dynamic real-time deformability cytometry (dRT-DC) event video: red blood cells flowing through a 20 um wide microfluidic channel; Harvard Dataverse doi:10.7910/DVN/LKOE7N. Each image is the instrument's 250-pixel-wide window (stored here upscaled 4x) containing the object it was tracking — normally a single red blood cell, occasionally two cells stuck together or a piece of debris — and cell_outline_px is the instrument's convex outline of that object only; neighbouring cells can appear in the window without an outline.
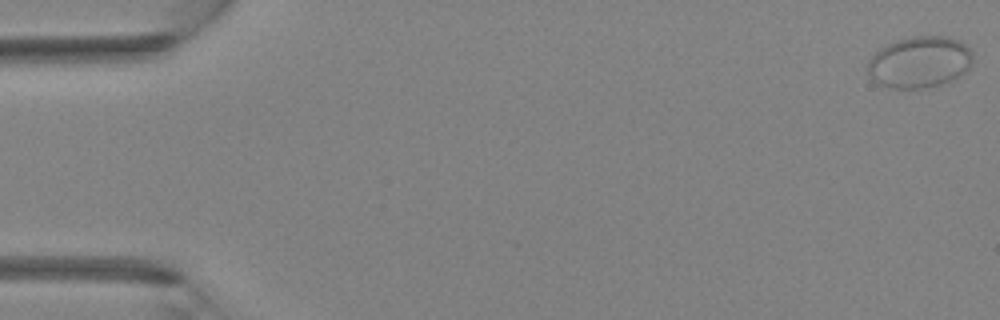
{"species": "Egyptian fruit bat (a non-hibernating species)", "species_latin": "Rousettus aegyptiacus", "temperature_condition": "room temperature", "stored_images_in_passage": 13, "camera_frame_rate_fps": 3000, "um_per_image_px": 0.085, "animal": {"sex": "female"}, "frame": {"image": 1, "passage_image": 1, "time_ms": 0.0, "image_size_px": [1000, 320], "cell_outline_px": [[972, 60], [968, 72], [940, 84], [924, 88], [892, 88], [876, 84], [868, 76], [868, 60], [880, 48], [896, 40], [912, 36], [944, 36], [956, 40], [964, 44], [972, 52]], "centroid_in_image_um": [78.14, 5.29], "position_along_channel_um": 6.9, "area_um2": 31.56}}
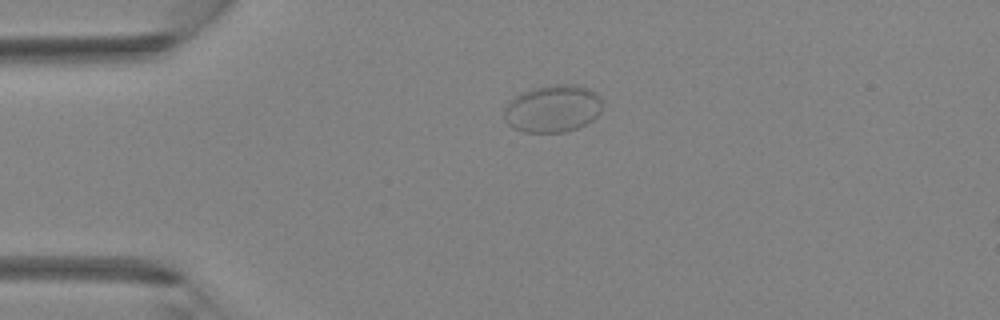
{"frame": {"image": 2, "passage_image": 10, "time_ms": 3.0, "image_size_px": [1000, 320], "cell_outline_px": [[600, 112], [592, 120], [576, 128], [564, 132], [524, 132], [512, 128], [504, 120], [504, 108], [520, 92], [544, 84], [576, 84], [588, 88], [596, 92], [600, 96]], "centroid_in_image_um": [46.96, 9.21], "position_along_channel_um": 38.0, "area_um2": 27.28}}